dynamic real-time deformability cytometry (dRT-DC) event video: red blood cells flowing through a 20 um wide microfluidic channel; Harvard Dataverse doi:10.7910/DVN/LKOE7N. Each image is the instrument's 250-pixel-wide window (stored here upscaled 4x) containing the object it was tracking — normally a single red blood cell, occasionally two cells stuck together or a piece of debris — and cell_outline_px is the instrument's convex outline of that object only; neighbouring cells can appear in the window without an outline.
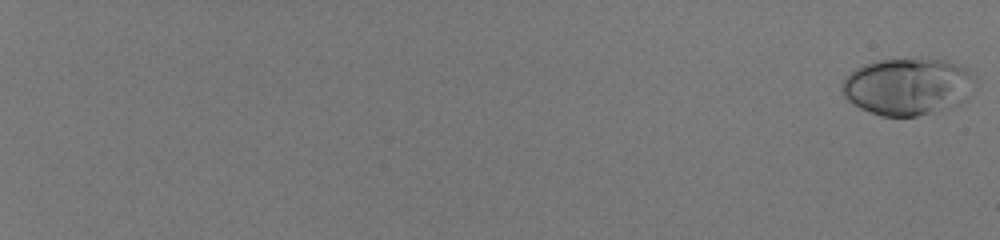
{"species": "human", "species_latin": "Homo sapiens", "temperature_condition": "room temperature", "stored_images_in_passage": 15, "camera_frame_rate_fps": 3000, "um_per_image_px": 0.085, "donor": {"sex": "male"}, "frame": {"image": 1, "passage_image": 1, "time_ms": 0.0, "image_size_px": [1000, 240], "cell_outline_px": [[976, 76], [964, 100], [956, 104], [916, 116], [880, 116], [860, 108], [848, 100], [844, 96], [840, 88], [840, 84], [844, 76], [856, 68], [864, 64], [880, 60], [944, 60], [960, 64], [968, 68]], "centroid_in_image_um": [77.09, 7.34], "position_along_channel_um": 7.9, "area_um2": 43.75}}